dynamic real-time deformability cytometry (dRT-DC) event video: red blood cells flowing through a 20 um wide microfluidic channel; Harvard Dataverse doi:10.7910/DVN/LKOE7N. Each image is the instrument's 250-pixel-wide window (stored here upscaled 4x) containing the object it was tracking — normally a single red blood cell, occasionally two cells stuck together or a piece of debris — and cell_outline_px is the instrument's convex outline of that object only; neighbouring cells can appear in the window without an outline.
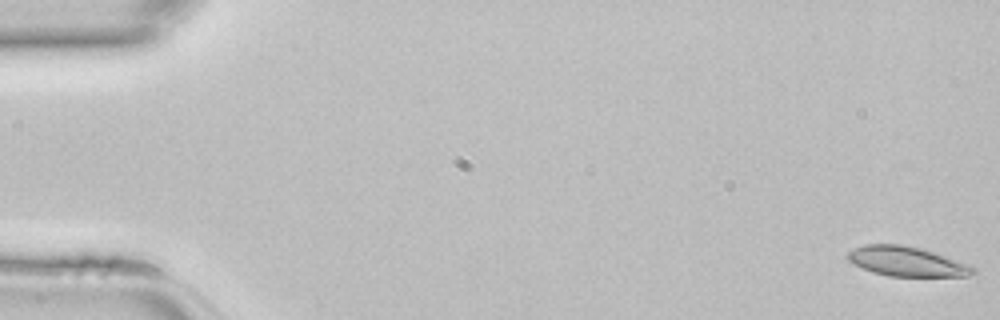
{"species": "common noctule bat (a hibernating species)", "species_latin": "Nyctalus noctula", "temperature_condition": "room temperature", "stored_images_in_passage": 46, "camera_frame_rate_fps": 3000, "um_per_image_px": 0.085, "animal": {"sex": "female", "body_mass_g": 22.7, "forearm_length_mm": 54.2}, "frame": {"image": 1, "passage_image": 1, "time_ms": 0.0, "image_size_px": [1000, 320], "cell_outline_px": [[976, 272], [968, 276], [888, 276], [872, 272], [852, 264], [844, 256], [852, 248], [864, 244], [904, 244], [920, 248], [972, 264], [976, 268]], "centroid_in_image_um": [77.06, 22.21], "position_along_channel_um": 7.9, "area_um2": 22.08}}
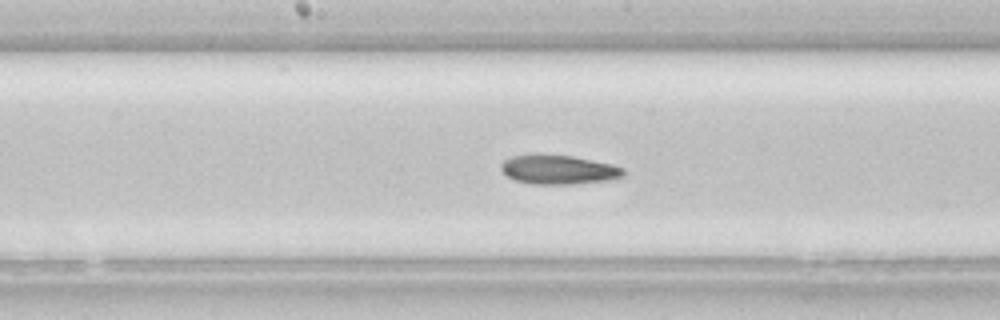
{"frame": {"image": 2, "passage_image": 24, "time_ms": 7.667, "image_size_px": [1000, 320], "cell_outline_px": [[624, 176], [608, 180], [572, 184], [532, 184], [516, 180], [508, 176], [500, 168], [500, 164], [504, 160], [512, 156], [572, 156], [612, 164], [624, 168]], "centroid_in_image_um": [47.51, 14.44], "position_along_channel_um": 200.7, "area_um2": 20.29}}
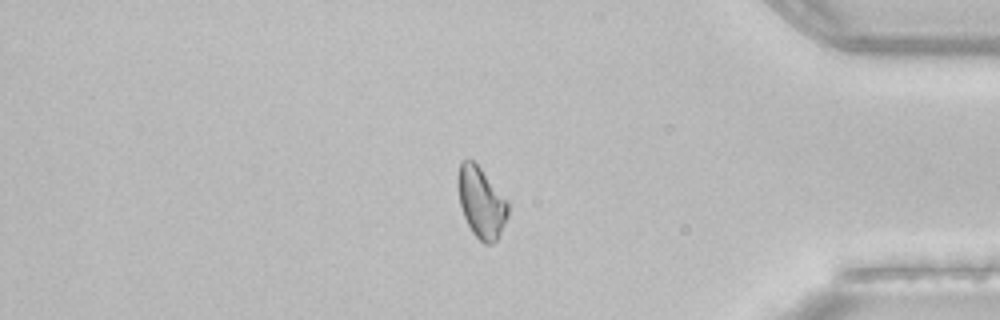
{"frame": {"image": 3, "passage_image": 39, "time_ms": 12.667, "image_size_px": [1000, 320], "cell_outline_px": [[508, 216], [496, 240], [492, 244], [484, 244], [472, 232], [464, 216], [460, 204], [456, 184], [456, 176], [460, 160], [472, 160], [480, 168], [508, 200]], "centroid_in_image_um": [40.88, 17.18], "position_along_channel_um": 394.3, "area_um2": 20.69}}